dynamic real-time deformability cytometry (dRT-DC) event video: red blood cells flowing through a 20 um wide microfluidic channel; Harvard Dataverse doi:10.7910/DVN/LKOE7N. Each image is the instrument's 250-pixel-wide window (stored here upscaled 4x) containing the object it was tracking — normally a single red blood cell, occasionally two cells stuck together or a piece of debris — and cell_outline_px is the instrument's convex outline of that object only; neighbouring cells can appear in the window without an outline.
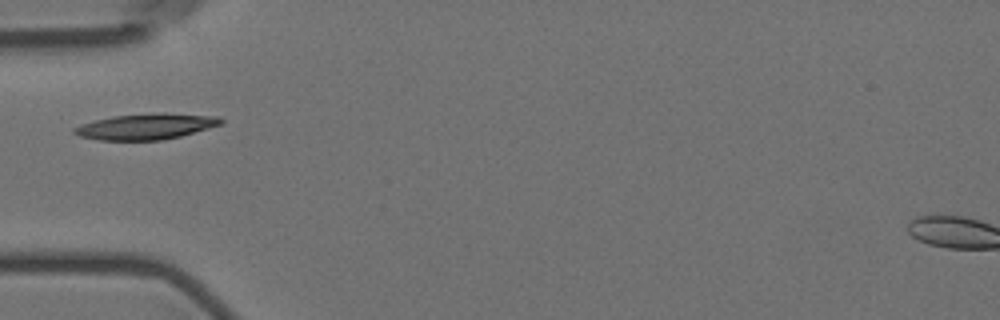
{"species": "Egyptian fruit bat (a non-hibernating species)", "species_latin": "Rousettus aegyptiacus", "temperature_condition": "room temperature", "stored_images_in_passage": 37, "camera_frame_rate_fps": 3000, "um_per_image_px": 0.085, "animal": {"sex": "female"}, "frame": {"image": 1, "passage_image": 1, "time_ms": 0.0, "image_size_px": [1000, 320], "cell_outline_px": [[224, 124], [180, 136], [164, 140], [100, 140], [80, 136], [72, 132], [72, 128], [80, 124], [96, 120], [116, 116], [220, 116], [224, 120]], "centroid_in_image_um": [12.35, 10.82], "position_along_channel_um": 72.7, "area_um2": 20.69}}
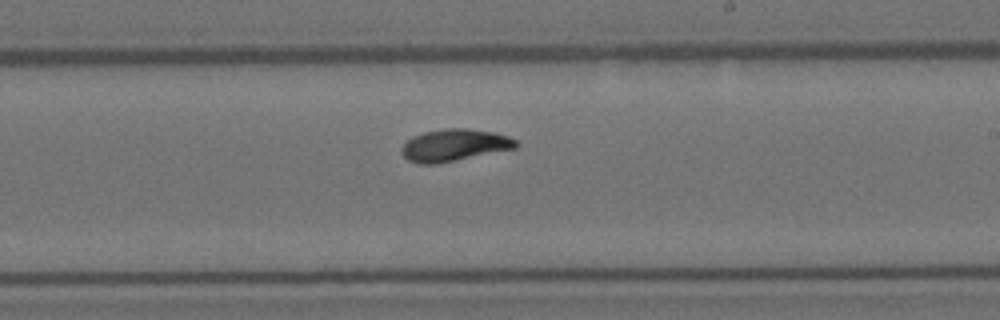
{"frame": {"image": 2, "passage_image": 16, "time_ms": 5.0, "image_size_px": [1000, 320], "cell_outline_px": [[520, 144], [516, 148], [436, 164], [420, 164], [408, 160], [400, 152], [400, 148], [412, 136], [424, 132], [448, 128], [468, 128], [492, 132], [508, 136], [516, 140]], "centroid_in_image_um": [38.61, 12.34], "position_along_channel_um": 250.4, "area_um2": 21.33}}
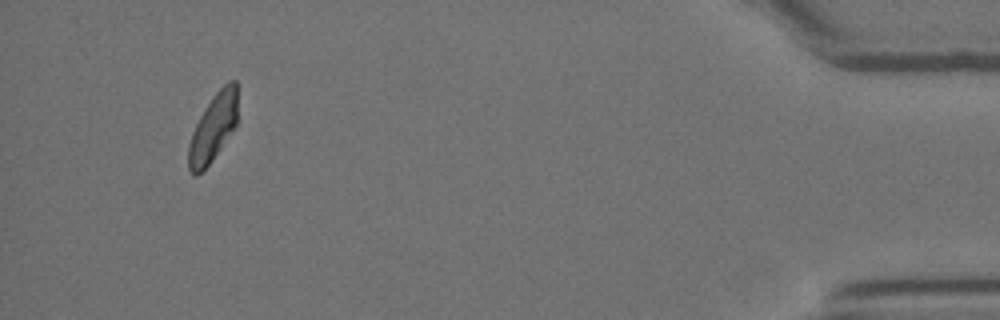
{"frame": {"image": 3, "passage_image": 36, "time_ms": 11.667, "image_size_px": [1000, 320], "cell_outline_px": [[236, 128], [208, 164], [196, 176], [188, 168], [188, 144], [192, 132], [204, 108], [212, 96], [228, 80], [236, 80]], "centroid_in_image_um": [18.11, 10.84], "position_along_channel_um": 417.1, "area_um2": 19.13}}